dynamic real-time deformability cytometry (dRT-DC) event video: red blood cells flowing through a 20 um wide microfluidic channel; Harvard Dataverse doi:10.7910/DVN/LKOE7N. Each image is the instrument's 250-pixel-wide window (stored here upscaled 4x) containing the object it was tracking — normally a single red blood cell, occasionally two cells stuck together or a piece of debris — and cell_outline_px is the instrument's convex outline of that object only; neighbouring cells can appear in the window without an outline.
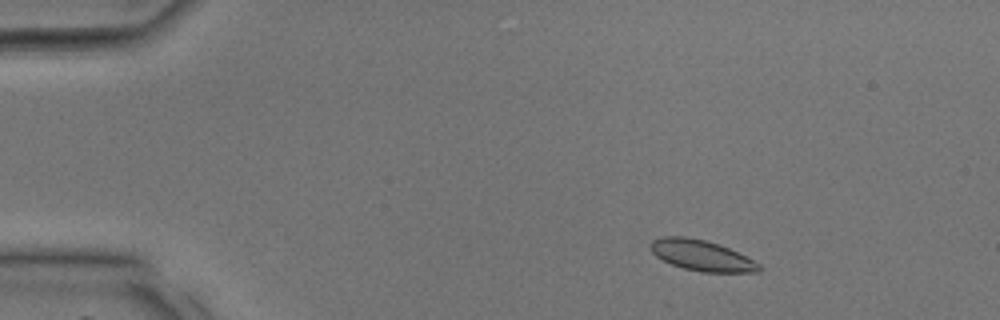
{"species": "common noctule bat (a hibernating species)", "species_latin": "Nyctalus noctula", "temperature_condition": "room temperature", "stored_images_in_passage": 36, "camera_frame_rate_fps": 3000, "um_per_image_px": 0.085, "animal": {"sex": "male", "body_mass_g": 17.9, "forearm_length_mm": 54.2}, "frame": {"image": 1, "passage_image": 4, "time_ms": 1.0, "image_size_px": [1000, 320], "cell_outline_px": [[760, 272], [700, 272], [684, 268], [672, 264], [656, 256], [652, 252], [648, 244], [652, 240], [664, 236], [684, 236], [704, 240], [728, 248], [760, 264]], "centroid_in_image_um": [59.59, 21.71], "position_along_channel_um": 25.4, "area_um2": 19.13}}
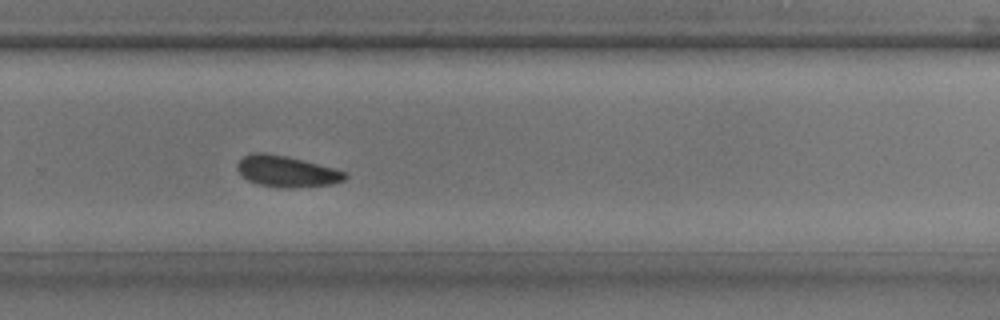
{"frame": {"image": 2, "passage_image": 24, "time_ms": 7.667, "image_size_px": [1000, 320], "cell_outline_px": [[348, 176], [344, 180], [332, 184], [296, 188], [284, 188], [256, 184], [248, 180], [236, 168], [236, 164], [244, 156], [252, 152], [264, 152], [284, 156], [348, 172]], "centroid_in_image_um": [24.35, 14.58], "position_along_channel_um": 305.4, "area_um2": 19.42}}
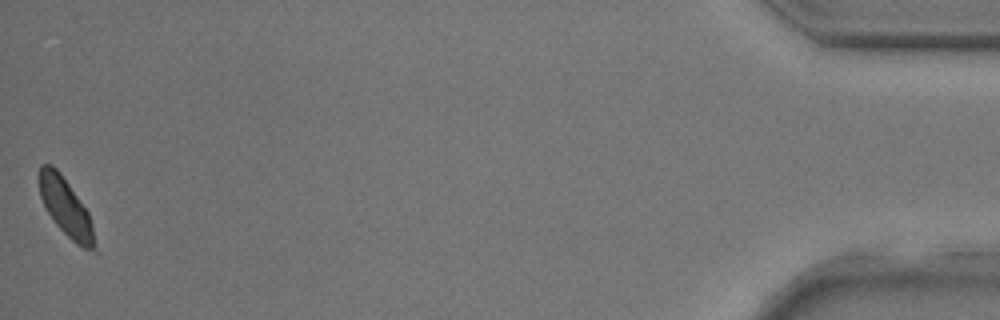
{"frame": {"image": 3, "passage_image": 36, "time_ms": 11.667, "image_size_px": [1000, 320], "cell_outline_px": [[100, 252], [96, 252], [80, 248], [56, 224], [48, 212], [40, 196], [40, 164], [52, 164], [60, 172], [88, 212], [92, 224]], "centroid_in_image_um": [5.66, 17.71], "position_along_channel_um": 429.5, "area_um2": 18.67}}